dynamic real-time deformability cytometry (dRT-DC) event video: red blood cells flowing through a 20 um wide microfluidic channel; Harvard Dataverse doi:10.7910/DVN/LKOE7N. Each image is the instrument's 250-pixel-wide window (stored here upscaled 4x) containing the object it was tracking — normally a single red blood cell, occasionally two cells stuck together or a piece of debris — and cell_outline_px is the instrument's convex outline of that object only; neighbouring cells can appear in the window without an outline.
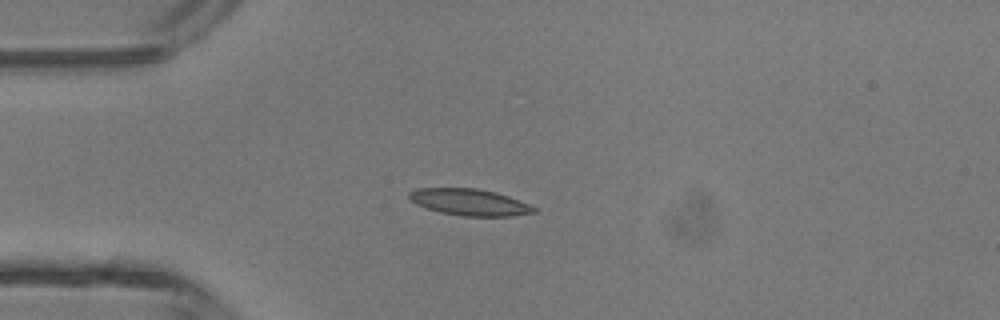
{"species": "common noctule bat (a hibernating species)", "species_latin": "Nyctalus noctula", "temperature_condition": "room temperature", "stored_images_in_passage": 4, "camera_frame_rate_fps": 3000, "um_per_image_px": 0.085, "animal": {"sex": "male", "body_mass_g": 13.3}, "frame": {"image": 1, "passage_image": 3, "time_ms": 0.667, "image_size_px": [1000, 320], "cell_outline_px": [[536, 212], [512, 216], [464, 216], [440, 212], [416, 204], [408, 196], [408, 192], [416, 188], [476, 188], [508, 196], [528, 204], [536, 208]], "centroid_in_image_um": [39.89, 17.18], "position_along_channel_um": 45.1, "area_um2": 19.07}}